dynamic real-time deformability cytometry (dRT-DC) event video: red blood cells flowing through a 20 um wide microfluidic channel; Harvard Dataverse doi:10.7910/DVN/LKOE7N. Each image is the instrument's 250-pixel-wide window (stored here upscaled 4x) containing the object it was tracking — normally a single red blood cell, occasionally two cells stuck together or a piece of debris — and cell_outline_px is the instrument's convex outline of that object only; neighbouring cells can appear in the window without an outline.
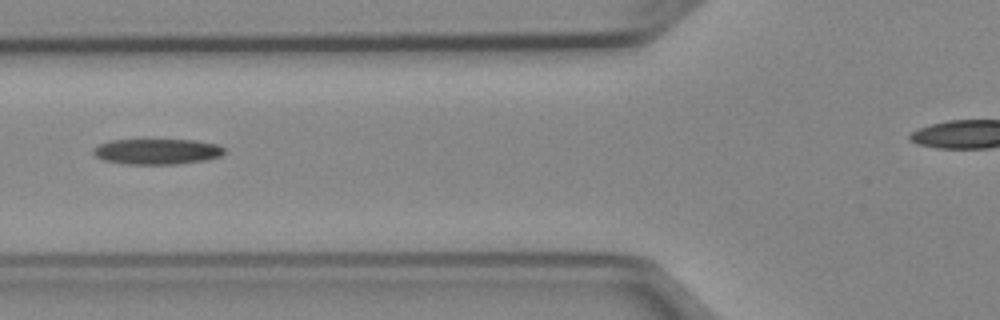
{"species": "Egyptian fruit bat (a non-hibernating species)", "species_latin": "Rousettus aegyptiacus", "temperature_condition": "cold", "stored_images_in_passage": 25, "camera_frame_rate_fps": 3000, "um_per_image_px": 0.085, "animal": {"sex": "female"}, "frame": {"image": 1, "passage_image": 4, "time_ms": 1.0, "image_size_px": [1000, 320], "cell_outline_px": [[224, 152], [220, 156], [208, 160], [176, 164], [128, 164], [104, 160], [96, 156], [92, 152], [92, 148], [96, 144], [112, 140], [196, 140], [216, 144], [224, 148]], "centroid_in_image_um": [13.33, 12.88], "position_along_channel_um": 112.5, "area_um2": 19.59}}